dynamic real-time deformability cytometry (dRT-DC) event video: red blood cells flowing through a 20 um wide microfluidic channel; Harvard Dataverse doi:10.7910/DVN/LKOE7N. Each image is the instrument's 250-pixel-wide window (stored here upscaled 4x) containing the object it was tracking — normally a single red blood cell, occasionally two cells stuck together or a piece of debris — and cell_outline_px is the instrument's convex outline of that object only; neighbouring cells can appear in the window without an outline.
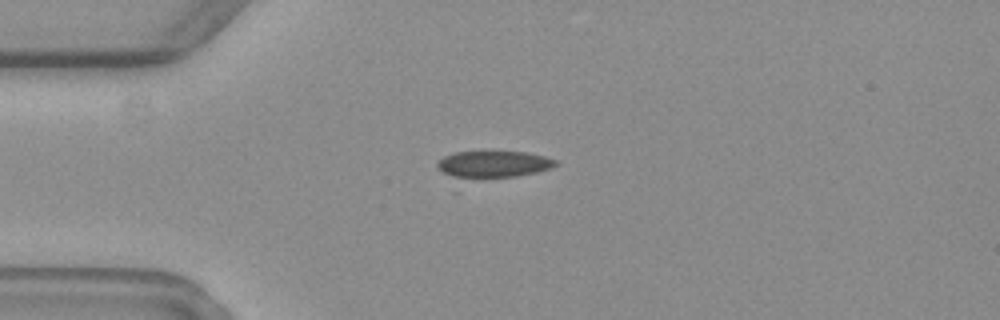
{"species": "common noctule bat (a hibernating species)", "species_latin": "Nyctalus noctula", "temperature_condition": "warm", "stored_images_in_passage": 4, "camera_frame_rate_fps": 3000, "um_per_image_px": 0.085, "animal": {"sex": "female", "body_mass_g": 19.3, "forearm_length_mm": 54.1}, "frame": {"image": 1, "passage_image": 3, "time_ms": 3.0, "image_size_px": [1000, 320], "cell_outline_px": [[560, 164], [552, 168], [536, 172], [516, 176], [464, 180], [460, 180], [436, 168], [436, 164], [444, 156], [456, 152], [524, 152], [544, 156], [556, 160]], "centroid_in_image_um": [41.92, 13.99], "position_along_channel_um": 43.1, "area_um2": 18.73}}